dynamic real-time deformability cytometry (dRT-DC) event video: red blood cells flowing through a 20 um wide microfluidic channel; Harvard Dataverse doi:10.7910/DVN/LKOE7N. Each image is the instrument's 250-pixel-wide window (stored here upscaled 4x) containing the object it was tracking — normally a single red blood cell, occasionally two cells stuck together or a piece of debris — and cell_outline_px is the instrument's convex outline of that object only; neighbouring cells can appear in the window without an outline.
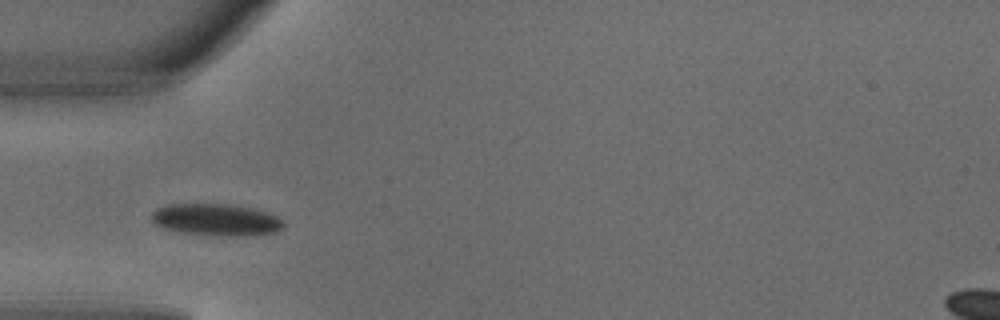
{"species": "common noctule bat (a hibernating species)", "species_latin": "Nyctalus noctula", "temperature_condition": "warm", "stored_images_in_passage": 5, "camera_frame_rate_fps": 3000, "um_per_image_px": 0.085, "animal": {"sex": "male", "body_mass_g": 18.8}, "frame": {"image": 1, "passage_image": 4, "time_ms": 1.0, "image_size_px": [1000, 320], "cell_outline_px": [[284, 228], [276, 232], [256, 236], [224, 236], [180, 232], [164, 228], [152, 224], [152, 212], [156, 208], [168, 204], [228, 204], [252, 208], [268, 212], [284, 220]], "centroid_in_image_um": [18.41, 18.69], "position_along_channel_um": 66.6, "area_um2": 24.91}}
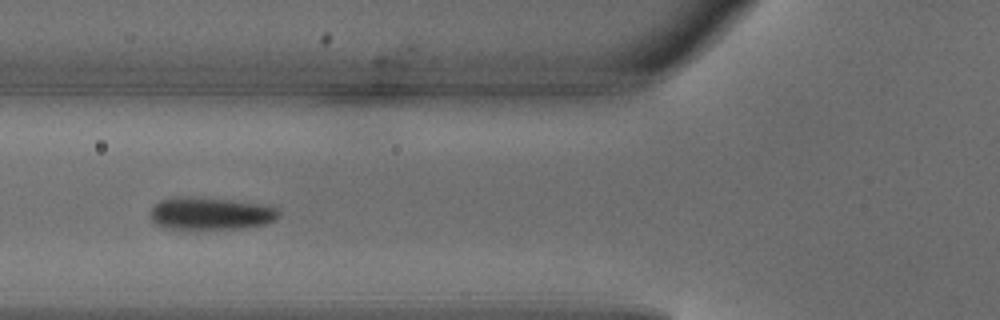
{"frame": {"image": 2, "passage_image": 5, "time_ms": 1.333, "image_size_px": [1000, 320], "cell_outline_px": [[280, 216], [276, 220], [268, 224], [236, 228], [164, 228], [156, 224], [152, 220], [152, 208], [160, 200], [176, 196], [188, 196], [232, 200], [256, 204], [276, 208], [280, 212]], "centroid_in_image_um": [17.9, 18.14], "position_along_channel_um": 107.9, "area_um2": 23.99}}